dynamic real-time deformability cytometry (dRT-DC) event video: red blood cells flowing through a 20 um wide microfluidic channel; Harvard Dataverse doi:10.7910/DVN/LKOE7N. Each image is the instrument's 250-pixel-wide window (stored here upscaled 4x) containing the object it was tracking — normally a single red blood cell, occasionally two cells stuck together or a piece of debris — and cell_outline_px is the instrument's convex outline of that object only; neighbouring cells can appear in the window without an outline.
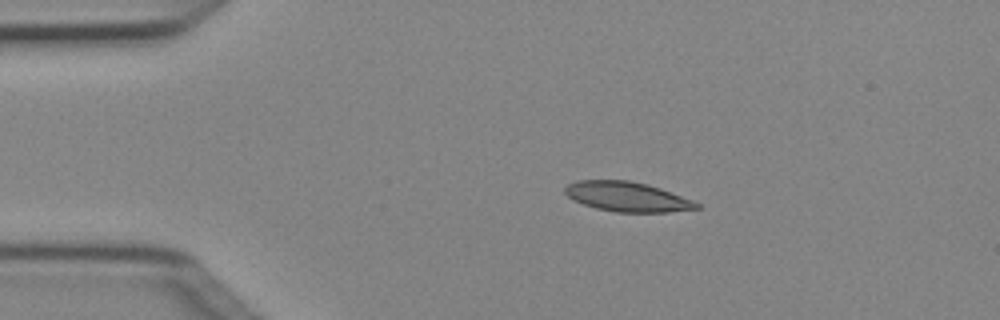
{"species": "Egyptian fruit bat (a non-hibernating species)", "species_latin": "Rousettus aegyptiacus", "temperature_condition": "cold", "stored_images_in_passage": 4, "camera_frame_rate_fps": 3000, "um_per_image_px": 0.085, "animal": {"sex": "female"}, "frame": {"image": 1, "passage_image": 3, "time_ms": 0.667, "image_size_px": [1000, 320], "cell_outline_px": [[700, 208], [668, 212], [616, 212], [596, 208], [572, 200], [564, 192], [564, 188], [568, 184], [576, 180], [628, 180], [648, 184], [660, 188], [692, 200], [700, 204]], "centroid_in_image_um": [53.29, 16.71], "position_along_channel_um": 31.7, "area_um2": 22.77}}